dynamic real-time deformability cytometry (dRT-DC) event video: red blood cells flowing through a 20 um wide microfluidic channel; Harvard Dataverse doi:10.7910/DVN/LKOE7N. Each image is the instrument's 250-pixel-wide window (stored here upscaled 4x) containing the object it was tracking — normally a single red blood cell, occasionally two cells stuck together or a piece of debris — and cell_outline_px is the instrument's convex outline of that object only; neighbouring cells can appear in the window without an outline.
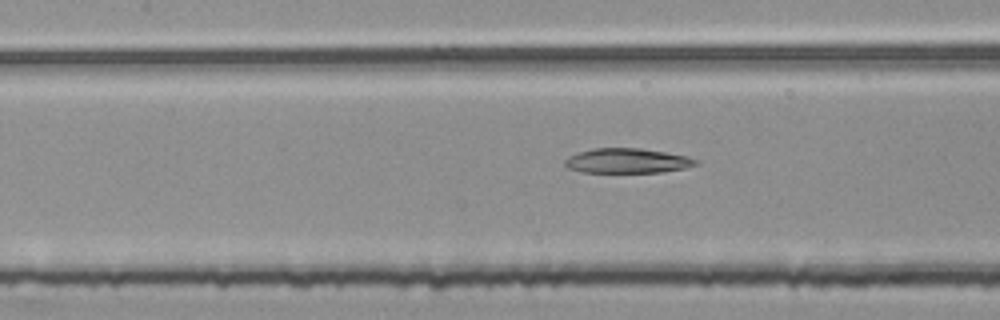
{"species": "common noctule bat (a hibernating species)", "species_latin": "Nyctalus noctula", "temperature_condition": "room temperature", "stored_images_in_passage": 32, "camera_frame_rate_fps": 3000, "um_per_image_px": 0.085, "animal": {"sex": "female", "body_mass_g": 25.1}, "frame": {"image": 1, "passage_image": 10, "time_ms": 3.0, "image_size_px": [1000, 320], "cell_outline_px": [[700, 160], [696, 164], [684, 168], [660, 172], [580, 172], [568, 168], [564, 164], [564, 160], [568, 156], [576, 152], [592, 148], [640, 148], [688, 156]], "centroid_in_image_um": [53.27, 13.66], "position_along_channel_um": 154.1, "area_um2": 18.96}}
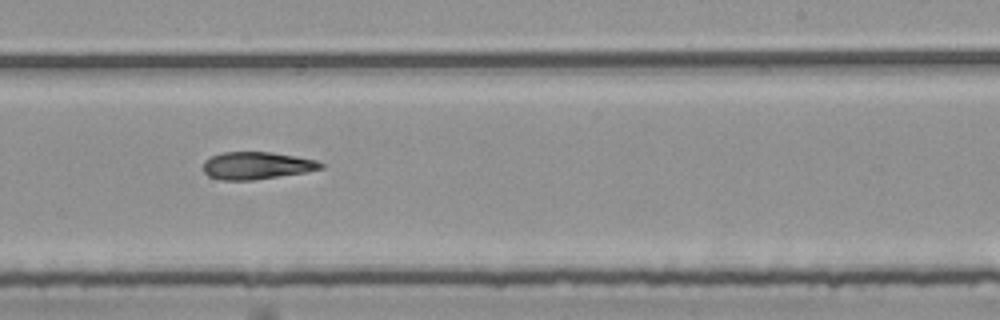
{"frame": {"image": 2, "passage_image": 19, "time_ms": 6.0, "image_size_px": [1000, 320], "cell_outline_px": [[324, 168], [304, 172], [252, 180], [224, 180], [208, 176], [204, 172], [204, 160], [220, 152], [272, 152], [296, 156], [316, 160], [324, 164]], "centroid_in_image_um": [21.81, 14.06], "position_along_channel_um": 267.2, "area_um2": 18.67}}
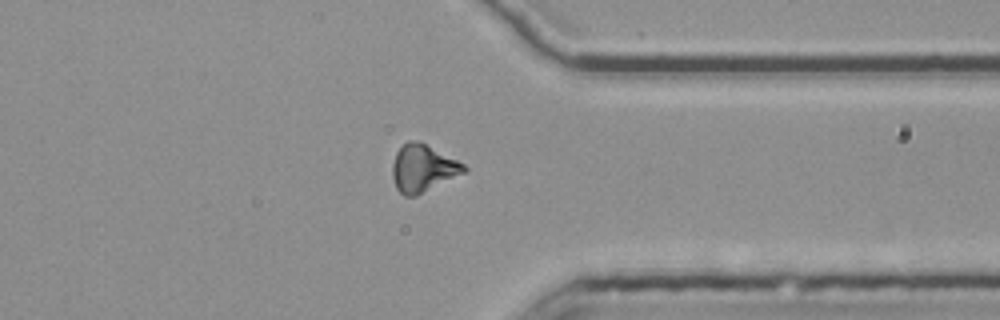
{"frame": {"image": 3, "passage_image": 28, "time_ms": 9.0, "image_size_px": [1000, 320], "cell_outline_px": [[468, 168], [464, 172], [416, 196], [404, 196], [396, 188], [392, 176], [392, 164], [396, 152], [408, 140], [420, 140], [464, 164]], "centroid_in_image_um": [35.91, 14.28], "position_along_channel_um": 375.5, "area_um2": 19.59}}